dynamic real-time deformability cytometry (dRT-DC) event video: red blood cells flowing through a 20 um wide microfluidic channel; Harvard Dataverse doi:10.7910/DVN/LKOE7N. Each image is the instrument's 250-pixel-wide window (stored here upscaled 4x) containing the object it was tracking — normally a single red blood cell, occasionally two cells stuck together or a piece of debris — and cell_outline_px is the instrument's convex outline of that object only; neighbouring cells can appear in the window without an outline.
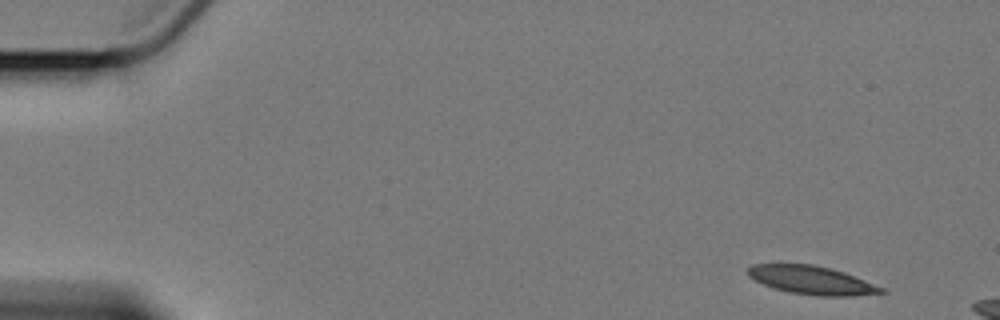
{"species": "Egyptian fruit bat (a non-hibernating species)", "species_latin": "Rousettus aegyptiacus", "temperature_condition": "cold", "stored_images_in_passage": 5, "camera_frame_rate_fps": 3000, "um_per_image_px": 0.085, "animal": {"sex": "female"}, "frame": {"image": 1, "passage_image": 1, "time_ms": 0.0, "image_size_px": [1000, 320], "cell_outline_px": [[888, 292], [852, 296], [816, 296], [788, 292], [772, 288], [748, 276], [748, 268], [752, 264], [812, 264], [844, 272], [884, 288]], "centroid_in_image_um": [68.99, 23.82], "position_along_channel_um": 16.0, "area_um2": 21.96}}